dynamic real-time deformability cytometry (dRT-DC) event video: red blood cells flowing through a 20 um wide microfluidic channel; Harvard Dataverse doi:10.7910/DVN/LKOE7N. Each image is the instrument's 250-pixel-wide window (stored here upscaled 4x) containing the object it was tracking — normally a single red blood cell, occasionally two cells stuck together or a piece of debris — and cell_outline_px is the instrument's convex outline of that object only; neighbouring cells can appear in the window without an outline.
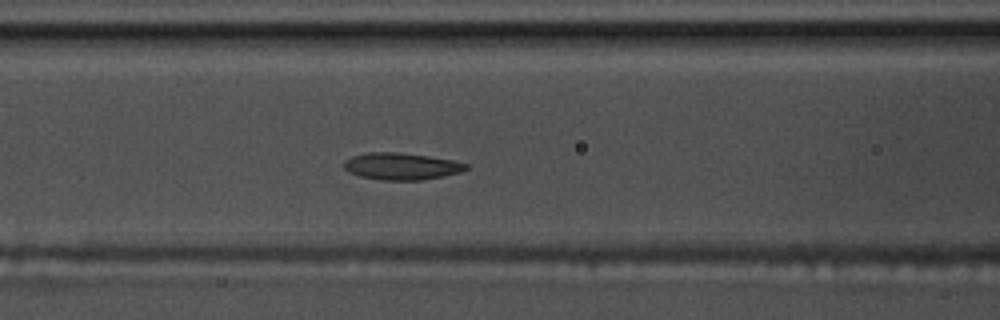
{"species": "common noctule bat (a hibernating species)", "species_latin": "Nyctalus noctula", "temperature_condition": "warm", "stored_images_in_passage": 41, "camera_frame_rate_fps": 3000, "um_per_image_px": 0.085, "animal": {"sex": "male", "body_mass_g": 17.5, "forearm_length_mm": 52.3}, "frame": {"image": 1, "passage_image": 7, "time_ms": 2.0, "image_size_px": [1000, 320], "cell_outline_px": [[468, 168], [460, 172], [444, 176], [420, 180], [384, 180], [360, 176], [344, 168], [344, 160], [352, 156], [368, 152], [400, 152], [428, 156], [452, 160], [468, 164]], "centroid_in_image_um": [34.13, 14.12], "position_along_channel_um": 132.5, "area_um2": 19.02}, "authors_computed_cell_mechanics": {"area_um2": 19.2474, "velocity_mm_per_s": 3.5434, "shape_relaxation_time_tau1_ms": 5.1292, "shape_relaxation_time_tau2_ms": 5.7799, "deformation_change_tau1": 0.1437, "deformation_change_tau2": 0.1218}}